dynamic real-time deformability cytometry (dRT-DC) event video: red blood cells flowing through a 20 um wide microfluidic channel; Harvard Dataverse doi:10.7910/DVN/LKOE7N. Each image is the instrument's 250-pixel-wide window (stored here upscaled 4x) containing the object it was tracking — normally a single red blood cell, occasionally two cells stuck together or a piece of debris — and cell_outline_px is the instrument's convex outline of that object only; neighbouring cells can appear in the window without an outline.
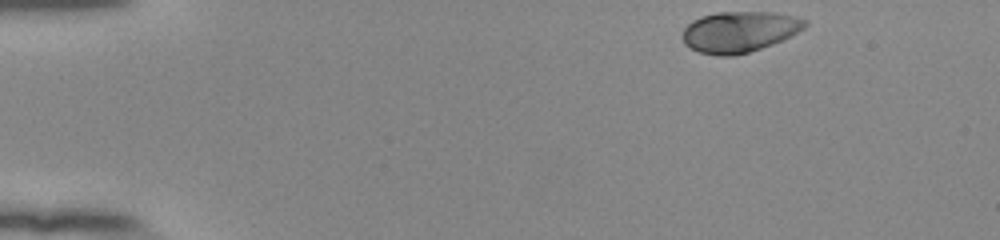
{"species": "human", "species_latin": "Homo sapiens", "temperature_condition": "room temperature", "stored_images_in_passage": 47, "camera_frame_rate_fps": 3000, "um_per_image_px": 0.085, "donor": {"sex": "female"}, "frame": {"image": 1, "passage_image": 1, "time_ms": 0.0, "image_size_px": [1000, 240], "cell_outline_px": [[808, 24], [804, 28], [772, 44], [748, 52], [732, 56], [720, 56], [700, 52], [688, 48], [684, 44], [684, 28], [692, 20], [700, 16], [716, 12], [772, 12], [796, 16], [808, 20]], "centroid_in_image_um": [62.83, 2.69], "position_along_channel_um": 22.2, "area_um2": 29.07}}
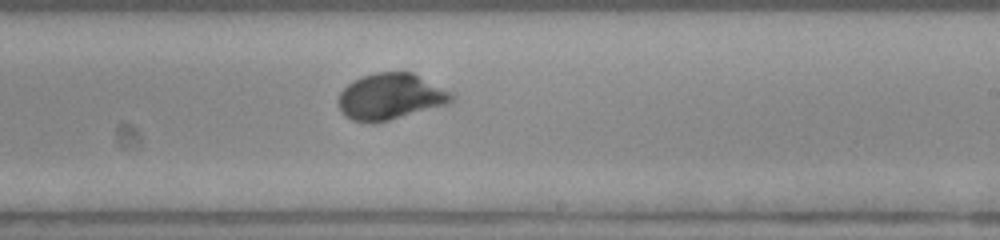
{"frame": {"image": 2, "passage_image": 27, "time_ms": 8.667, "image_size_px": [1000, 240], "cell_outline_px": [[456, 100], [448, 104], [388, 120], [372, 124], [352, 120], [344, 116], [340, 112], [336, 104], [336, 100], [340, 92], [352, 80], [360, 76], [376, 72], [412, 72], [456, 92]], "centroid_in_image_um": [33.2, 8.2], "position_along_channel_um": 255.8, "area_um2": 31.33}}
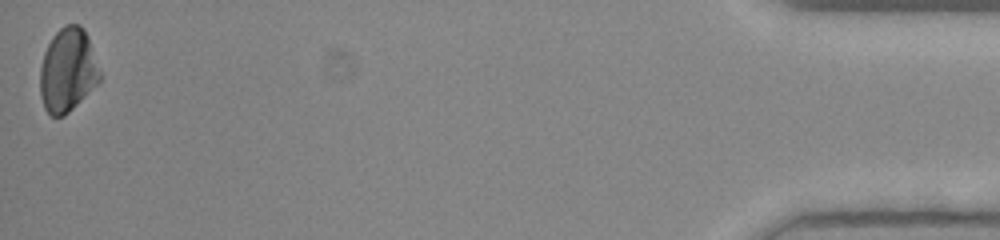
{"frame": {"image": 3, "passage_image": 47, "time_ms": 15.333, "image_size_px": [1000, 240], "cell_outline_px": [[100, 80], [64, 116], [52, 116], [44, 108], [40, 96], [40, 68], [44, 52], [52, 36], [64, 24], [80, 24], [84, 28], [88, 36], [100, 72]], "centroid_in_image_um": [5.73, 5.94], "position_along_channel_um": 429.5, "area_um2": 28.96}, "authors_computed_cell_mechanics": {"area_um2": 29.4202, "velocity_mm_per_s": 3.8971, "shape_relaxation_time_tau1_ms": 2.6896, "shape_relaxation_time_tau2_ms": null, "deformation_change_tau1": 0.1537, "deformation_change_tau2": null}}